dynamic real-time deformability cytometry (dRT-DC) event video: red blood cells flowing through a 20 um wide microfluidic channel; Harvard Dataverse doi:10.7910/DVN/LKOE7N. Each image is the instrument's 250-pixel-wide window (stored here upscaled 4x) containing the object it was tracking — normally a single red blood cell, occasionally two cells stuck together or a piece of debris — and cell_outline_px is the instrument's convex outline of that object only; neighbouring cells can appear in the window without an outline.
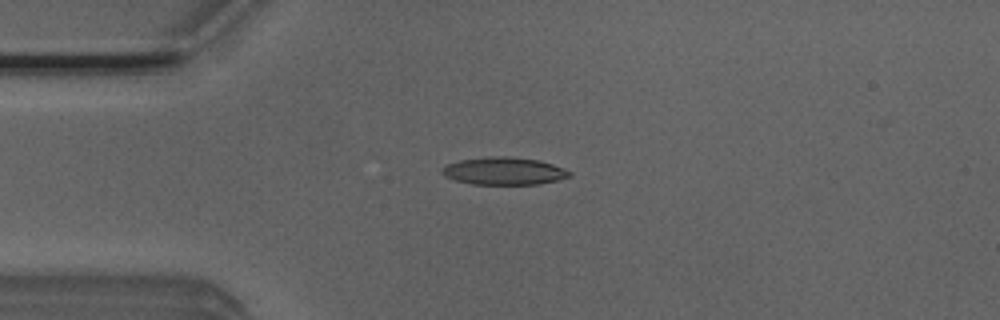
{"species": "Egyptian fruit bat (a non-hibernating species)", "species_latin": "Rousettus aegyptiacus", "temperature_condition": "room temperature", "stored_images_in_passage": 5, "camera_frame_rate_fps": 3000, "um_per_image_px": 0.085, "animal": {"sex": "male"}, "frame": {"image": 1, "passage_image": 3, "time_ms": 0.667, "image_size_px": [1000, 320], "cell_outline_px": [[572, 176], [540, 184], [472, 184], [456, 180], [444, 176], [440, 172], [440, 168], [444, 164], [460, 160], [492, 156], [508, 156], [540, 160], [564, 168], [572, 172]], "centroid_in_image_um": [42.81, 14.53], "position_along_channel_um": 42.2, "area_um2": 20.63}}
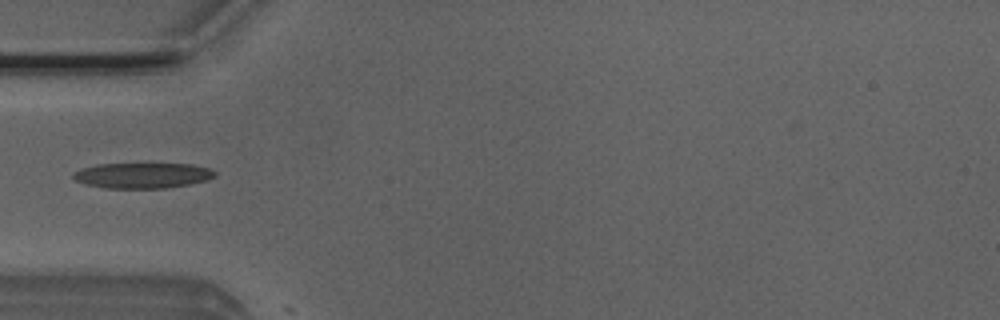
{"frame": {"image": 2, "passage_image": 4, "time_ms": 1.0, "image_size_px": [1000, 320], "cell_outline_px": [[216, 176], [208, 180], [192, 184], [168, 188], [104, 188], [88, 184], [76, 180], [72, 176], [72, 172], [80, 168], [96, 164], [192, 164], [208, 168], [216, 172]], "centroid_in_image_um": [12.13, 14.91], "position_along_channel_um": 72.9, "area_um2": 21.15}}